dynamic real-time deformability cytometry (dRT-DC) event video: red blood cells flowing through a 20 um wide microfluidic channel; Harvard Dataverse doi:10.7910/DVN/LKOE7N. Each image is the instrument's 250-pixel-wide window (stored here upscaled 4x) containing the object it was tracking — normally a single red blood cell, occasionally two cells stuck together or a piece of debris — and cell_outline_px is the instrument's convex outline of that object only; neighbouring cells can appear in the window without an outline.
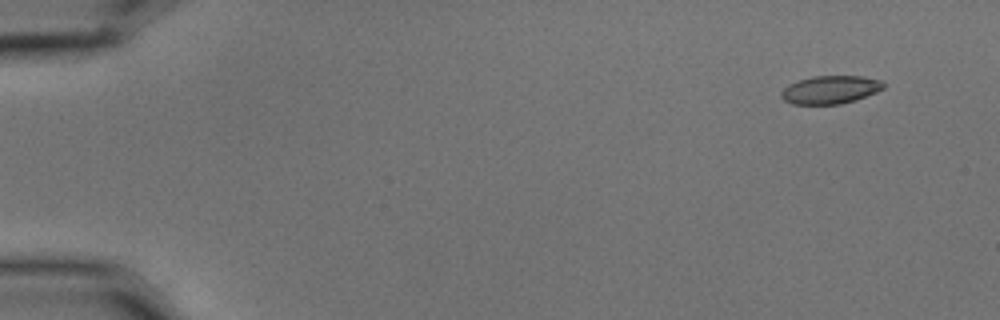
{"species": "common noctule bat (a hibernating species)", "species_latin": "Nyctalus noctula", "temperature_condition": "cold", "stored_images_in_passage": 9, "camera_frame_rate_fps": 3000, "um_per_image_px": 0.085, "animal": {"sex": "male", "body_mass_g": 15.6}, "frame": {"image": 1, "passage_image": 1, "time_ms": 0.0, "image_size_px": [1000, 320], "cell_outline_px": [[884, 88], [876, 92], [856, 100], [840, 104], [792, 104], [784, 100], [780, 96], [780, 92], [788, 84], [812, 76], [864, 76], [880, 80], [884, 84]], "centroid_in_image_um": [70.56, 7.62], "position_along_channel_um": 14.4, "area_um2": 16.76}}
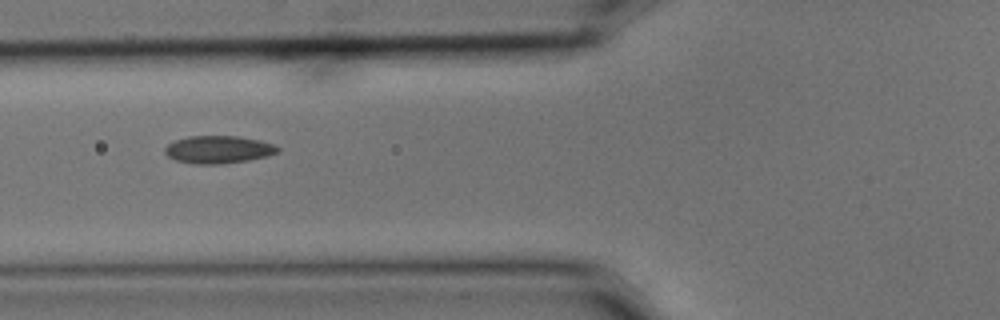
{"frame": {"image": 2, "passage_image": 6, "time_ms": 1.667, "image_size_px": [1000, 320], "cell_outline_px": [[280, 152], [268, 156], [248, 160], [220, 164], [196, 164], [176, 160], [168, 156], [164, 152], [164, 148], [168, 144], [176, 140], [188, 136], [240, 136], [260, 140], [272, 144], [280, 148]], "centroid_in_image_um": [18.58, 12.71], "position_along_channel_um": 107.2, "area_um2": 18.21}}
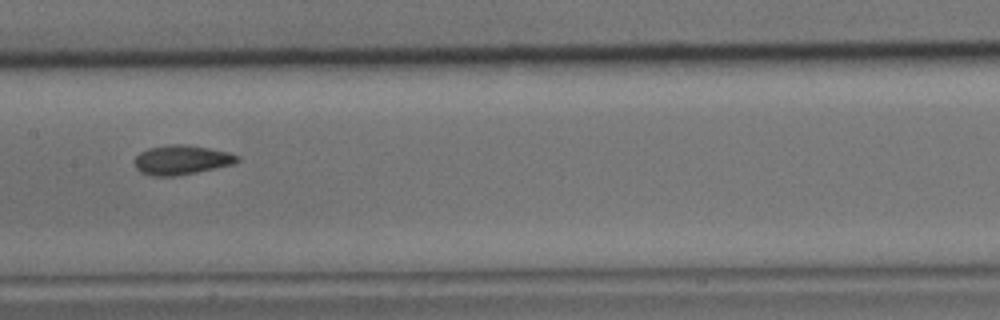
{"frame": {"image": 3, "passage_image": 8, "time_ms": 2.333, "image_size_px": [1000, 320], "cell_outline_px": [[240, 160], [232, 164], [196, 172], [176, 176], [152, 176], [140, 172], [136, 168], [136, 156], [140, 152], [148, 148], [168, 144], [184, 144], [208, 148], [228, 152], [240, 156]], "centroid_in_image_um": [15.42, 13.59], "position_along_channel_um": 192.0, "area_um2": 17.51}}